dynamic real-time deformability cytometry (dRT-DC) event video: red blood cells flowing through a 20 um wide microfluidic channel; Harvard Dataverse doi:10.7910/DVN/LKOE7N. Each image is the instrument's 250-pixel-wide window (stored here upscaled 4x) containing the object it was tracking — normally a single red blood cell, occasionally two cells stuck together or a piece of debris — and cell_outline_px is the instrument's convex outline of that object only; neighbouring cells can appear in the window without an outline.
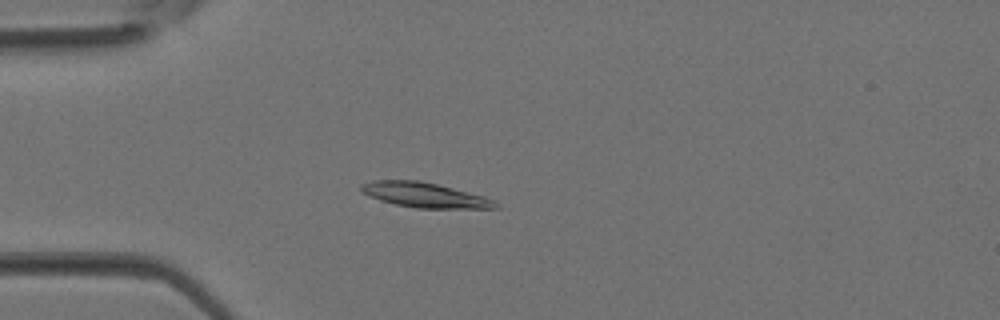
{"species": "Egyptian fruit bat (a non-hibernating species)", "species_latin": "Rousettus aegyptiacus", "temperature_condition": "room temperature", "stored_images_in_passage": 3, "camera_frame_rate_fps": 3000, "um_per_image_px": 0.085, "animal": {"sex": "female"}, "frame": {"image": 1, "passage_image": 3, "time_ms": 0.667, "image_size_px": [1000, 320], "cell_outline_px": [[500, 208], [416, 208], [396, 204], [380, 200], [360, 192], [360, 184], [372, 180], [420, 180], [484, 196], [500, 204]], "centroid_in_image_um": [36.07, 16.57], "position_along_channel_um": 48.9, "area_um2": 19.42}}